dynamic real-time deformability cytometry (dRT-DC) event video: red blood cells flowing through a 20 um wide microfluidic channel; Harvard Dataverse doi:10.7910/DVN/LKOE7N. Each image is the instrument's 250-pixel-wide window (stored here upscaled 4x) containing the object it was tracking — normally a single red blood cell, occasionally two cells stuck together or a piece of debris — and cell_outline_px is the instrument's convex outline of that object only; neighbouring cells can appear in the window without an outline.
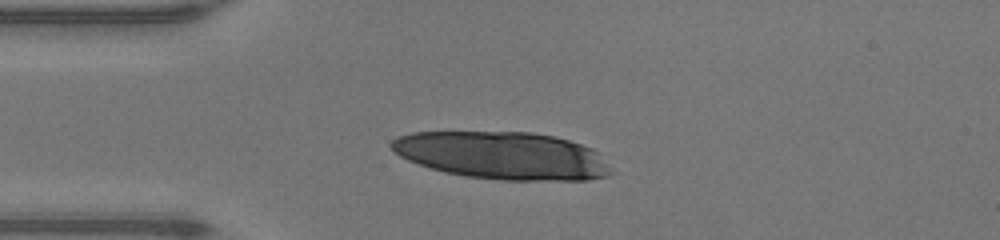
{"species": "human", "species_latin": "Homo sapiens", "temperature_condition": "warm", "stored_images_in_passage": 12, "camera_frame_rate_fps": 3000, "um_per_image_px": 0.085, "donor": {"sex": "male"}, "frame": {"image": 1, "passage_image": 1, "time_ms": 0.0, "image_size_px": [1000, 240], "cell_outline_px": [[608, 176], [588, 180], [504, 180], [464, 176], [444, 172], [408, 160], [400, 156], [388, 144], [392, 140], [400, 136], [412, 132], [532, 132], [552, 136], [568, 140], [592, 148], [596, 152], [608, 172]], "centroid_in_image_um": [42.63, 13.21], "position_along_channel_um": 42.4, "area_um2": 60.05}}